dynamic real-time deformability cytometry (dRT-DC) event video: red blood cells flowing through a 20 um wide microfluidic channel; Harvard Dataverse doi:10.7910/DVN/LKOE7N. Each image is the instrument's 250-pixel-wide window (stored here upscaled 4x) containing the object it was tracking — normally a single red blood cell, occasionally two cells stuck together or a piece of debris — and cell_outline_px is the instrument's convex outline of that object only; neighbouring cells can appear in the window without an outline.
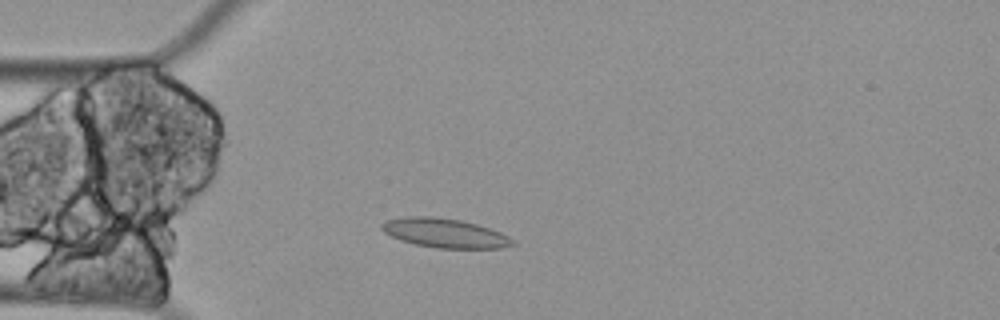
{"species": "Egyptian fruit bat (a non-hibernating species)", "species_latin": "Rousettus aegyptiacus", "temperature_condition": "cold", "stored_images_in_passage": 15, "camera_frame_rate_fps": 3000, "um_per_image_px": 0.085, "animal": {"sex": "female"}, "frame": {"image": 1, "passage_image": 1, "time_ms": 0.0, "image_size_px": [1000, 320], "cell_outline_px": [[516, 244], [500, 248], [436, 248], [416, 244], [400, 240], [384, 232], [380, 228], [380, 224], [388, 220], [408, 216], [432, 216], [460, 220], [476, 224], [500, 232], [508, 236]], "centroid_in_image_um": [37.78, 19.81], "position_along_channel_um": 47.2, "area_um2": 22.08}}
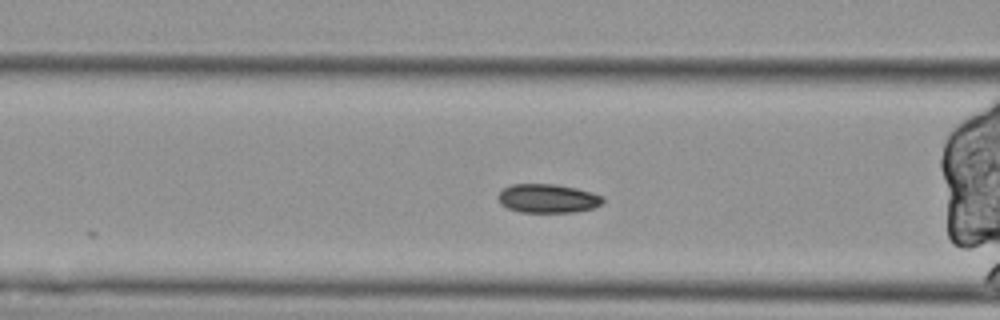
{"frame": {"image": 2, "passage_image": 8, "time_ms": 2.333, "image_size_px": [1000, 320], "cell_outline_px": [[604, 200], [600, 204], [592, 208], [576, 212], [520, 212], [508, 208], [500, 204], [496, 196], [504, 188], [512, 184], [556, 184], [576, 188], [592, 192], [604, 196]], "centroid_in_image_um": [46.55, 16.86], "position_along_channel_um": 120.1, "area_um2": 17.69}}
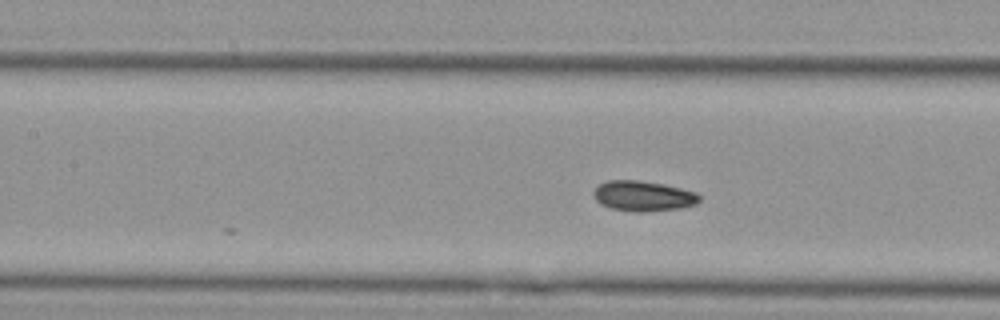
{"frame": {"image": 3, "passage_image": 11, "time_ms": 3.333, "image_size_px": [1000, 320], "cell_outline_px": [[700, 200], [696, 204], [680, 208], [644, 212], [636, 212], [612, 208], [600, 204], [592, 196], [592, 192], [600, 184], [608, 180], [636, 180], [664, 184], [696, 192], [700, 196]], "centroid_in_image_um": [54.66, 16.66], "position_along_channel_um": 152.7, "area_um2": 18.67}}